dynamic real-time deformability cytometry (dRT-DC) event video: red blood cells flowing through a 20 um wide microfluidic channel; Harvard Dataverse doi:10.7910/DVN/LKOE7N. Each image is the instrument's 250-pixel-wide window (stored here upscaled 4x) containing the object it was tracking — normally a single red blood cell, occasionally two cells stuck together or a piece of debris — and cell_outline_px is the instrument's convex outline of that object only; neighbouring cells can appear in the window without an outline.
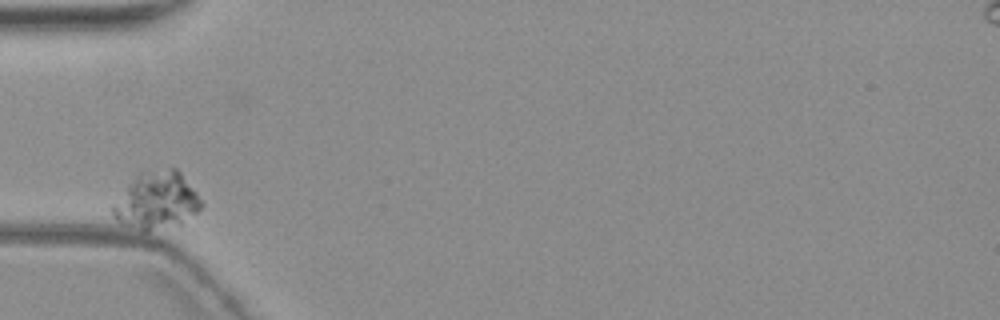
{"species": "common noctule bat (a hibernating species)", "species_latin": "Nyctalus noctula", "temperature_condition": "warm", "stored_images_in_passage": 3, "camera_frame_rate_fps": 3000, "um_per_image_px": 0.085, "animal": {"sex": "female", "body_mass_g": 19.3, "forearm_length_mm": 54.1}, "frame": {"image": 1, "passage_image": 2, "time_ms": 1.333, "image_size_px": [1000, 320], "cell_outline_px": [[204, 204], [196, 212], [180, 224], [148, 232], [144, 232], [124, 224], [116, 220], [112, 216], [112, 204], [140, 168], [176, 168], [180, 172], [196, 192]], "centroid_in_image_um": [13.27, 17.01], "position_along_channel_um": 71.7, "area_um2": 30.0}}